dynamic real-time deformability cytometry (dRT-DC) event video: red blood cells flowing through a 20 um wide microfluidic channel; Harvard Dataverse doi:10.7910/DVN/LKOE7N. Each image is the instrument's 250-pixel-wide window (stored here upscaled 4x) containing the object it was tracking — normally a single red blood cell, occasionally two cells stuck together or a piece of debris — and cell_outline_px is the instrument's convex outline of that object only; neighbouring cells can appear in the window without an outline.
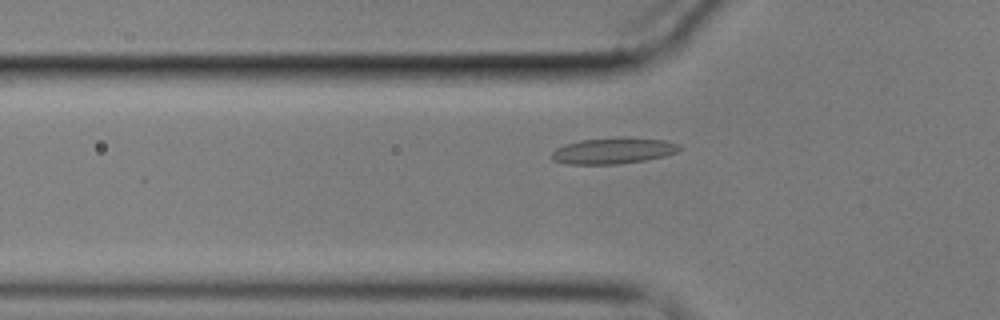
{"species": "common noctule bat (a hibernating species)", "species_latin": "Nyctalus noctula", "temperature_condition": "cold", "stored_images_in_passage": 47, "camera_frame_rate_fps": 3000, "um_per_image_px": 0.085, "animal": {"sex": "male", "body_mass_g": 17.9}, "frame": {"image": 1, "passage_image": 13, "time_ms": 4.0, "image_size_px": [1000, 320], "cell_outline_px": [[684, 148], [676, 152], [664, 156], [644, 160], [616, 164], [568, 164], [552, 160], [552, 152], [556, 148], [564, 144], [580, 140], [616, 136], [628, 136], [664, 140], [680, 144]], "centroid_in_image_um": [52.15, 12.78], "position_along_channel_um": 73.7, "area_um2": 19.83}}
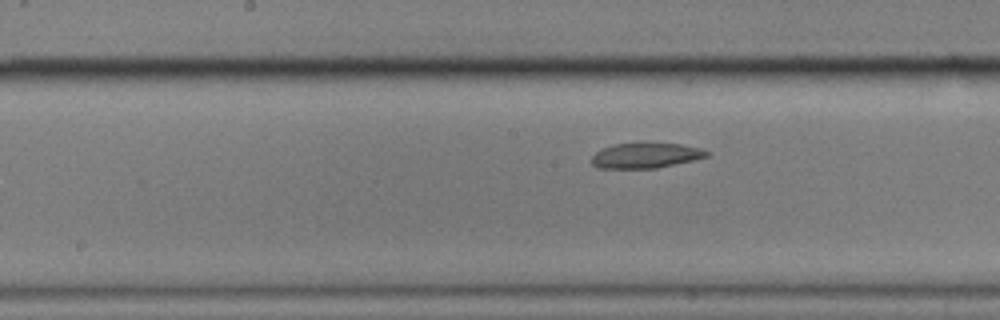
{"frame": {"image": 2, "passage_image": 24, "time_ms": 7.667, "image_size_px": [1000, 320], "cell_outline_px": [[708, 156], [692, 160], [656, 168], [596, 168], [592, 164], [592, 156], [596, 152], [604, 148], [616, 144], [680, 144], [700, 148], [708, 152]], "centroid_in_image_um": [54.85, 13.23], "position_along_channel_um": 193.3, "area_um2": 16.42}}
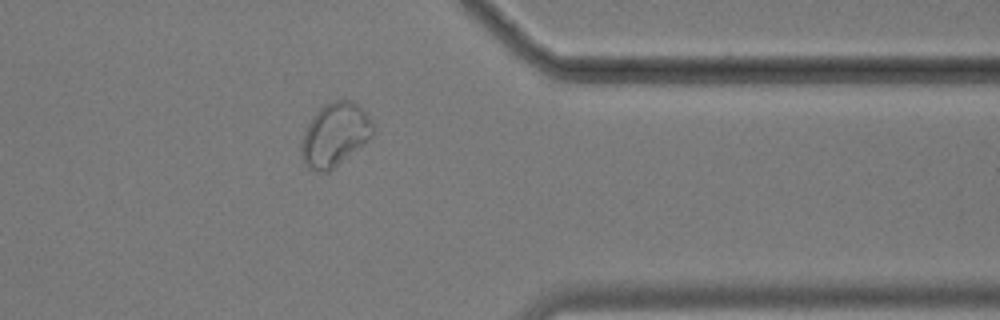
{"frame": {"image": 3, "passage_image": 42, "time_ms": 13.667, "image_size_px": [1000, 320], "cell_outline_px": [[372, 136], [364, 144], [328, 172], [324, 172], [308, 168], [300, 156], [300, 144], [304, 132], [312, 116], [324, 104], [332, 100], [352, 100], [368, 116], [372, 124]], "centroid_in_image_um": [28.42, 11.45], "position_along_channel_um": 383.0, "area_um2": 26.18}}